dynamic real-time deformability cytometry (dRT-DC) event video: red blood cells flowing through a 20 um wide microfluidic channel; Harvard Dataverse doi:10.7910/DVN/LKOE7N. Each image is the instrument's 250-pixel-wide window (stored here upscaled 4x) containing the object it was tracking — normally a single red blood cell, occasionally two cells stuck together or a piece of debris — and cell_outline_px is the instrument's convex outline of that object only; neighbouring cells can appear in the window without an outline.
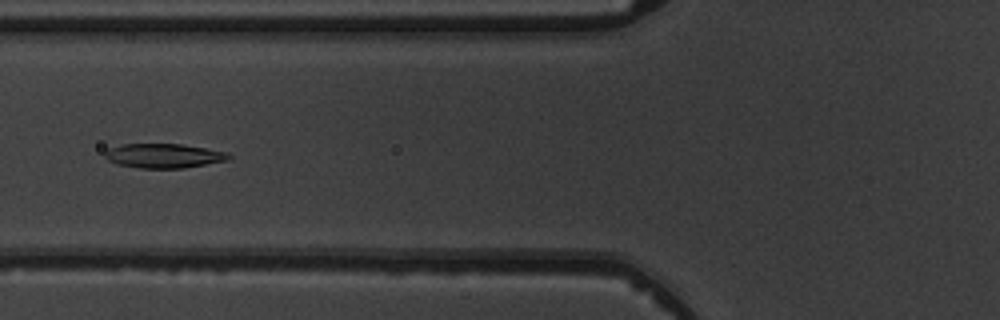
{"species": "common noctule bat (a hibernating species)", "species_latin": "Nyctalus noctula", "temperature_condition": "warm", "stored_images_in_passage": 6, "camera_frame_rate_fps": 3000, "um_per_image_px": 0.085, "animal": {"sex": "male", "body_mass_g": 19.5, "forearm_length_mm": 54.6}, "frame": {"image": 1, "passage_image": 6, "time_ms": 6.667, "image_size_px": [1000, 320], "cell_outline_px": [[232, 156], [228, 160], [184, 168], [140, 168], [116, 164], [108, 160], [104, 156], [104, 152], [108, 148], [120, 144], [180, 144], [228, 152]], "centroid_in_image_um": [13.89, 13.24], "position_along_channel_um": 111.9, "area_um2": 17.63}}